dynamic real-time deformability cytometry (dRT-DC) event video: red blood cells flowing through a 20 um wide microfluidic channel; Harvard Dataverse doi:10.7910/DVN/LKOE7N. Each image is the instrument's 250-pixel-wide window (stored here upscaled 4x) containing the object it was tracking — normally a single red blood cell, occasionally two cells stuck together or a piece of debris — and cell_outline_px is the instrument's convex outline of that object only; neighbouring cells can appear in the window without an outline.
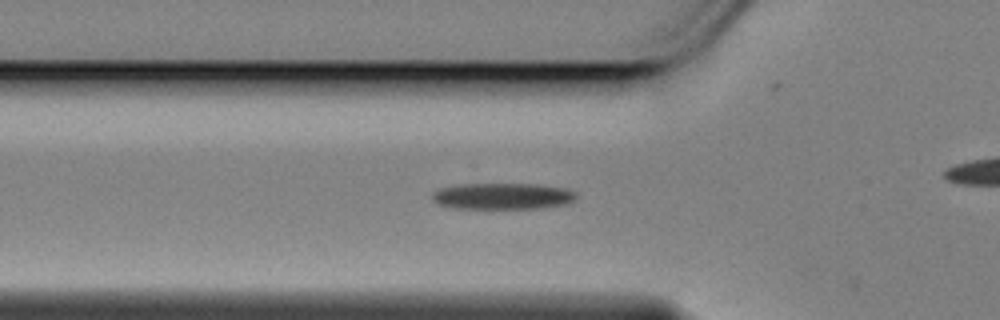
{"species": "Egyptian fruit bat (a non-hibernating species)", "species_latin": "Rousettus aegyptiacus", "temperature_condition": "cold", "stored_images_in_passage": 19, "camera_frame_rate_fps": 3000, "um_per_image_px": 0.085, "animal": {"sex": "female"}, "frame": {"image": 1, "passage_image": 18, "time_ms": 5.667, "image_size_px": [1000, 320], "cell_outline_px": [[576, 200], [568, 204], [544, 208], [448, 208], [436, 204], [432, 200], [432, 192], [440, 188], [464, 184], [536, 184], [564, 188], [576, 192]], "centroid_in_image_um": [42.72, 16.68], "position_along_channel_um": 83.1, "area_um2": 22.31}}